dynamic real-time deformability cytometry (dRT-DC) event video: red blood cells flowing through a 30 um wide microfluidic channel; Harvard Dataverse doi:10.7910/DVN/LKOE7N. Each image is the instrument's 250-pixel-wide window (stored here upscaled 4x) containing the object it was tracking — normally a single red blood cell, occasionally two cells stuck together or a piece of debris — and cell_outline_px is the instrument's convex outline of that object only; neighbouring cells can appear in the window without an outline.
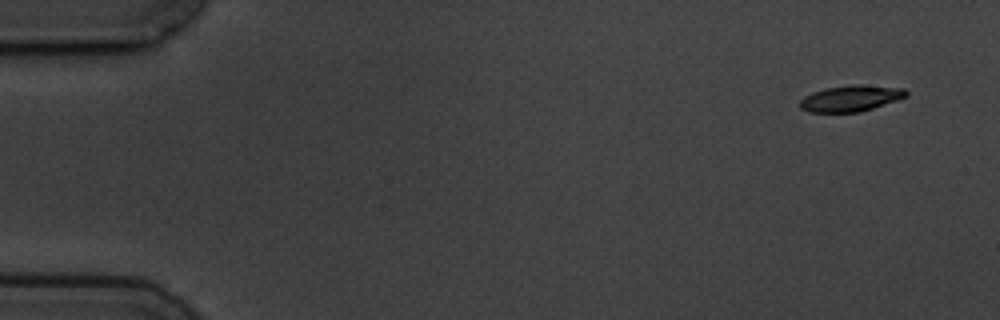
{"species": "common noctule bat (a hibernating species)", "species_latin": "Nyctalus noctula", "temperature_condition": "cold", "stored_images_in_passage": 6, "camera_frame_rate_fps": 3000, "um_per_image_px": 0.085, "animal": {"sex": "male", "body_mass_g": 19.5, "forearm_length_mm": 54.6}, "frame": {"image": 1, "passage_image": 1, "time_ms": 0.0, "image_size_px": [1000, 320], "cell_outline_px": [[908, 96], [900, 100], [860, 112], [808, 112], [800, 108], [800, 100], [804, 96], [812, 92], [824, 88], [852, 84], [860, 84], [904, 88], [908, 92]], "centroid_in_image_um": [72.34, 8.35], "position_along_channel_um": 12.7, "area_um2": 16.47}}
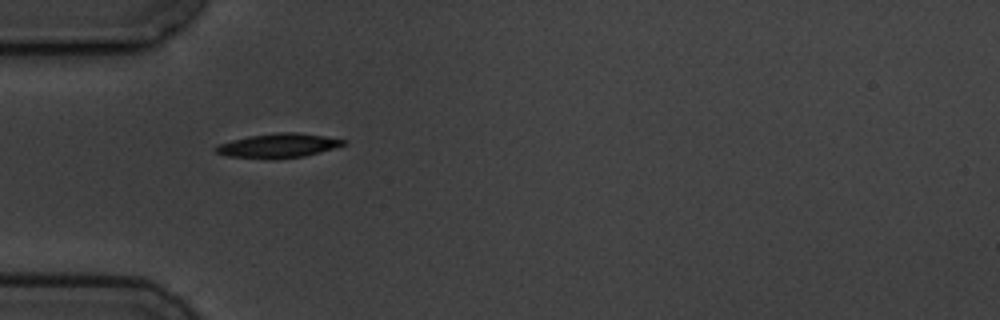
{"frame": {"image": 2, "passage_image": 5, "time_ms": 4.667, "image_size_px": [1000, 320], "cell_outline_px": [[348, 144], [320, 152], [304, 156], [268, 160], [228, 156], [216, 152], [212, 148], [216, 144], [248, 136], [276, 132], [296, 132], [324, 136], [348, 140]], "centroid_in_image_um": [23.63, 12.38], "position_along_channel_um": 61.4, "area_um2": 18.38}}
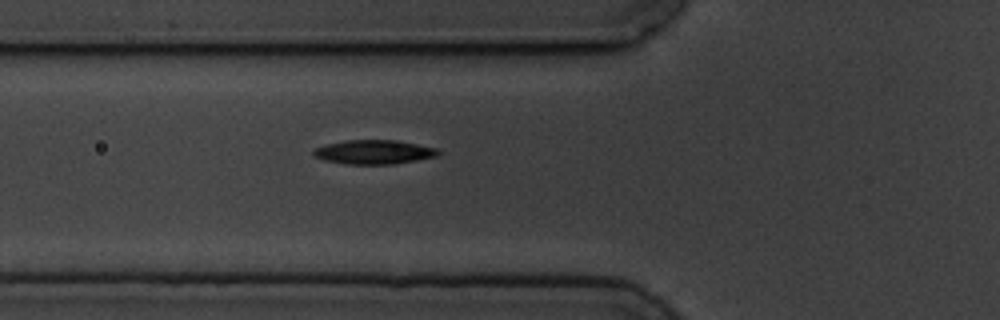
{"frame": {"image": 3, "passage_image": 6, "time_ms": 5.667, "image_size_px": [1000, 320], "cell_outline_px": [[440, 152], [436, 156], [416, 160], [392, 164], [344, 164], [324, 160], [312, 156], [312, 152], [316, 148], [328, 144], [344, 140], [396, 140], [436, 148]], "centroid_in_image_um": [31.74, 12.92], "position_along_channel_um": 94.1, "area_um2": 17.4}}